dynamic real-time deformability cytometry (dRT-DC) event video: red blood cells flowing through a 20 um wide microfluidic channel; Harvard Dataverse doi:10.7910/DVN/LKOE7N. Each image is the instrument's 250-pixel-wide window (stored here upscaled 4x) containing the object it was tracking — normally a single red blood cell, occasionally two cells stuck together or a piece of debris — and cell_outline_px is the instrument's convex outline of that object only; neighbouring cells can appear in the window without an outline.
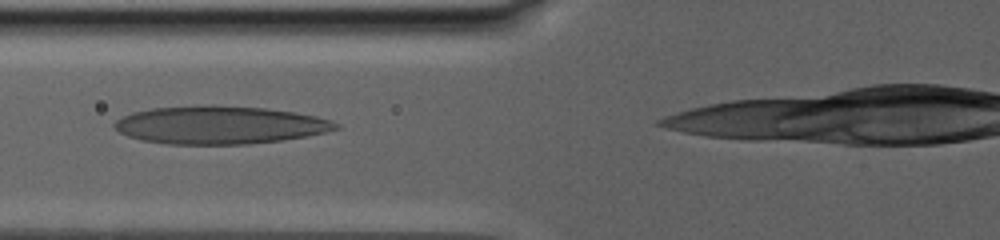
{"species": "human", "species_latin": "Homo sapiens", "temperature_condition": "warm", "stored_images_in_passage": 27, "camera_frame_rate_fps": 3000, "um_per_image_px": 0.085, "donor": {"sex": "male"}, "frame": {"image": 1, "passage_image": 5, "time_ms": 1.667, "image_size_px": [1000, 240], "cell_outline_px": [[340, 128], [324, 132], [304, 136], [280, 140], [248, 144], [168, 144], [140, 140], [128, 136], [112, 128], [112, 124], [116, 120], [132, 112], [152, 108], [200, 104], [212, 104], [264, 108], [296, 112], [316, 116], [332, 120], [340, 124]], "centroid_in_image_um": [18.64, 10.61], "position_along_channel_um": 107.2, "area_um2": 49.3}}
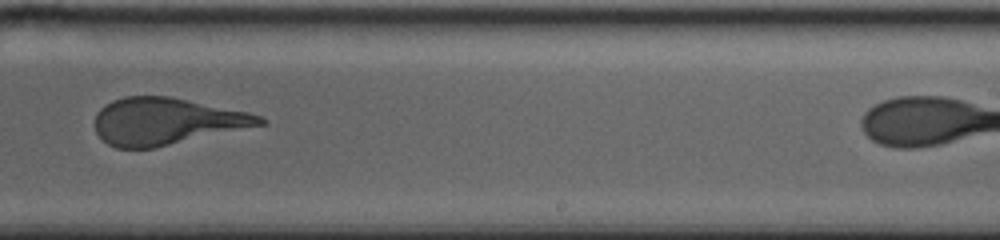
{"frame": {"image": 2, "passage_image": 16, "time_ms": 7.667, "image_size_px": [1000, 240], "cell_outline_px": [[268, 124], [152, 148], [116, 148], [108, 144], [96, 132], [96, 112], [104, 104], [112, 100], [124, 96], [172, 96], [248, 112], [260, 116], [268, 120]], "centroid_in_image_um": [14.15, 10.3], "position_along_channel_um": 274.8, "area_um2": 45.14}}
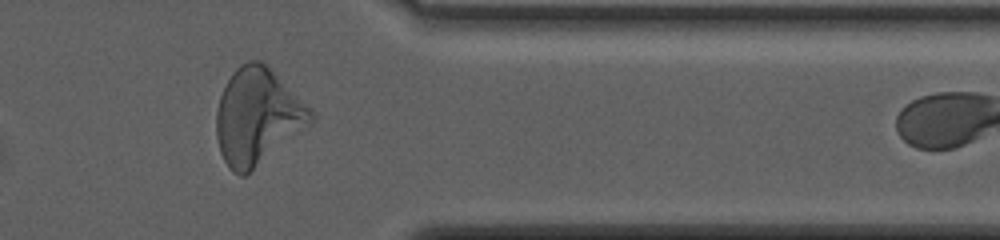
{"frame": {"image": 3, "passage_image": 24, "time_ms": 12.0, "image_size_px": [1000, 240], "cell_outline_px": [[316, 120], [312, 124], [244, 176], [240, 176], [232, 172], [228, 168], [220, 152], [216, 136], [216, 112], [220, 96], [232, 72], [240, 64], [248, 60], [260, 60], [316, 112]], "centroid_in_image_um": [21.89, 9.92], "position_along_channel_um": 389.5, "area_um2": 52.89}, "authors_computed_cell_mechanics": {"area_um2": 46.7602, "velocity_mm_per_s": 2.7915, "shape_relaxation_time_tau1_ms": 9.677, "shape_relaxation_time_tau2_ms": 1.556, "deformation_change_tau1": 0.3027, "deformation_change_tau2": 0.1237}}